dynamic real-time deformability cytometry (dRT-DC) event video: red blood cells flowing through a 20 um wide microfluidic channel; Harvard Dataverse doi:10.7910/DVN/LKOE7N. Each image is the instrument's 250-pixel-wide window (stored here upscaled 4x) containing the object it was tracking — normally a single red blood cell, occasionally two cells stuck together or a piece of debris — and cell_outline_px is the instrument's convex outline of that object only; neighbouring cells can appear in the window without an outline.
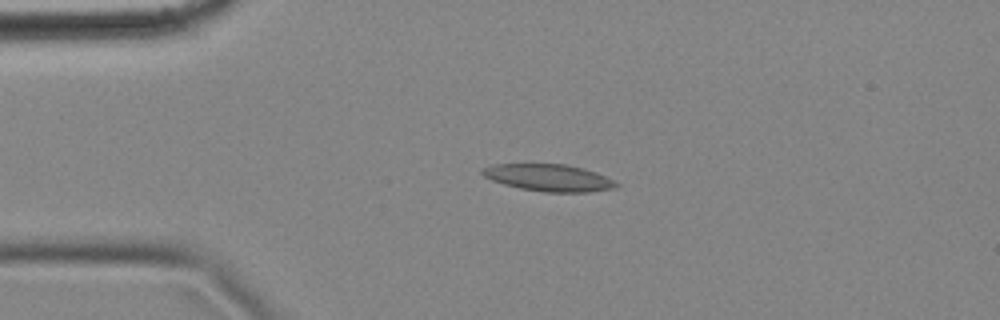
{"species": "common noctule bat (a hibernating species)", "species_latin": "Nyctalus noctula", "temperature_condition": "cold", "stored_images_in_passage": 4, "camera_frame_rate_fps": 3000, "um_per_image_px": 0.085, "animal": {"sex": "female", "body_mass_g": 18.4}, "frame": {"image": 1, "passage_image": 4, "time_ms": 1.0, "image_size_px": [1000, 320], "cell_outline_px": [[620, 184], [616, 188], [588, 192], [544, 192], [520, 188], [504, 184], [492, 180], [484, 176], [480, 172], [480, 168], [492, 164], [564, 164], [584, 168], [596, 172]], "centroid_in_image_um": [46.62, 15.1], "position_along_channel_um": 38.4, "area_um2": 21.1}}